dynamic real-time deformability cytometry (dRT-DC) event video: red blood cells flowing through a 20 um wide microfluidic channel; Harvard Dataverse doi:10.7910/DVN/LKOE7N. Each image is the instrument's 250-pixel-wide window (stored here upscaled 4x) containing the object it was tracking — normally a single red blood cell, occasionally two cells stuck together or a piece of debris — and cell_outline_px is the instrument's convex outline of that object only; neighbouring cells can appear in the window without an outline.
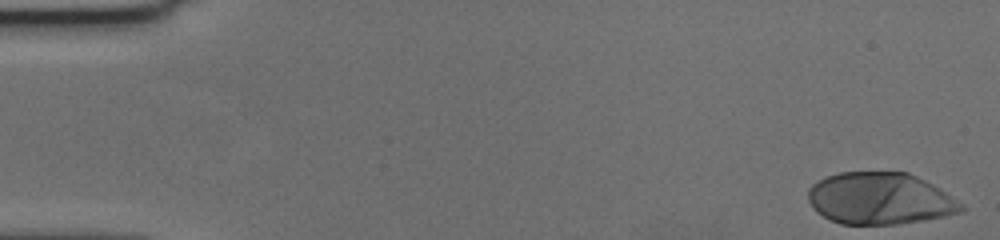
{"species": "human", "species_latin": "Homo sapiens", "temperature_condition": "cold", "stored_images_in_passage": 48, "camera_frame_rate_fps": 3000, "um_per_image_px": 0.085, "donor": {"sex": "female"}, "frame": {"image": 1, "passage_image": 1, "time_ms": 0.0, "image_size_px": [1000, 240], "cell_outline_px": [[968, 208], [964, 212], [924, 220], [896, 224], [840, 224], [828, 220], [816, 212], [812, 208], [808, 200], [808, 188], [812, 184], [824, 176], [840, 172], [908, 172], [940, 188], [964, 204]], "centroid_in_image_um": [74.79, 16.88], "position_along_channel_um": 10.2, "area_um2": 46.82}}
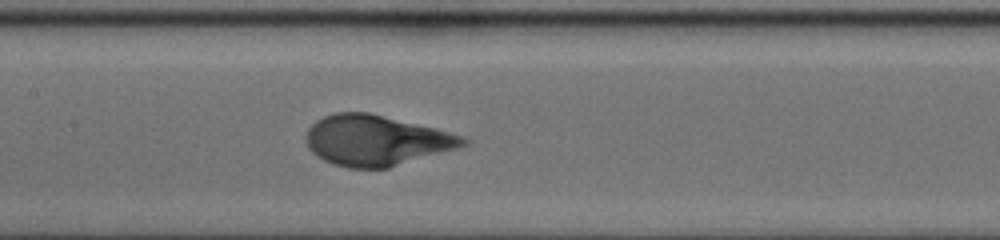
{"frame": {"image": 2, "passage_image": 28, "time_ms": 9.0, "image_size_px": [1000, 240], "cell_outline_px": [[468, 144], [460, 148], [388, 168], [348, 168], [332, 164], [316, 156], [308, 148], [304, 140], [304, 136], [308, 128], [316, 120], [332, 112], [368, 112], [436, 128], [464, 136], [468, 140]], "centroid_in_image_um": [31.96, 11.94], "position_along_channel_um": 175.4, "area_um2": 46.64}}
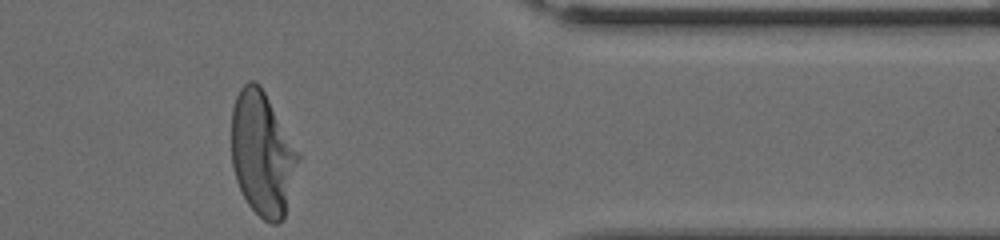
{"frame": {"image": 3, "passage_image": 48, "time_ms": 15.667, "image_size_px": [1000, 240], "cell_outline_px": [[300, 160], [284, 220], [276, 224], [272, 224], [264, 220], [248, 204], [236, 180], [232, 164], [232, 108], [236, 96], [240, 88], [248, 80], [256, 80], [260, 84], [300, 156]], "centroid_in_image_um": [22.3, 13.08], "position_along_channel_um": 389.1, "area_um2": 48.09}, "authors_computed_cell_mechanics": {"area_um2": 46.1533, "velocity_mm_per_s": 3.499, "shape_relaxation_time_tau1_ms": 3.5047, "shape_relaxation_time_tau2_ms": null, "deformation_change_tau1": 0.2229, "deformation_change_tau2": null}}